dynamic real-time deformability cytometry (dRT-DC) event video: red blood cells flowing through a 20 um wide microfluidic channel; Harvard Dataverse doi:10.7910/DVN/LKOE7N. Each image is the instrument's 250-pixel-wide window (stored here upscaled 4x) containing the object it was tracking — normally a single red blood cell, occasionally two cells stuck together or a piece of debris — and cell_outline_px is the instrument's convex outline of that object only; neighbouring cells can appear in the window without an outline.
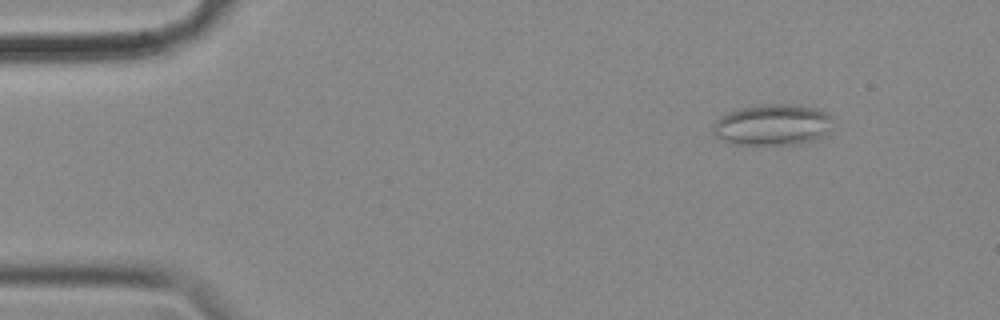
{"species": "common noctule bat (a hibernating species)", "species_latin": "Nyctalus noctula", "temperature_condition": "cold", "stored_images_in_passage": 57, "camera_frame_rate_fps": 3000, "um_per_image_px": 0.085, "animal": {"sex": "female", "body_mass_g": 18.4}, "frame": {"image": 1, "passage_image": 7, "time_ms": 2.0, "image_size_px": [1000, 320], "cell_outline_px": [[832, 128], [824, 136], [816, 140], [800, 144], [732, 144], [720, 140], [712, 132], [712, 124], [720, 116], [728, 112], [740, 108], [760, 104], [792, 104], [812, 108], [824, 112], [832, 116]], "centroid_in_image_um": [65.65, 10.62], "position_along_channel_um": 19.3, "area_um2": 29.07}}
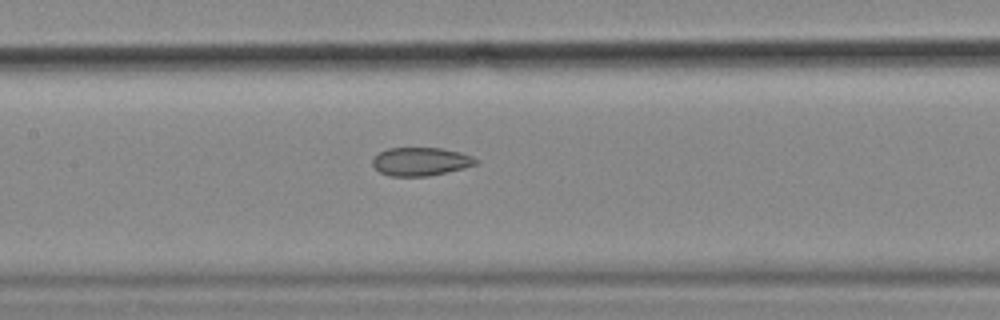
{"frame": {"image": 2, "passage_image": 27, "time_ms": 8.667, "image_size_px": [1000, 320], "cell_outline_px": [[480, 160], [476, 164], [464, 168], [428, 176], [392, 176], [380, 172], [372, 164], [372, 160], [380, 152], [388, 148], [440, 148], [460, 152], [472, 156]], "centroid_in_image_um": [35.78, 13.73], "position_along_channel_um": 171.6, "area_um2": 16.94}}
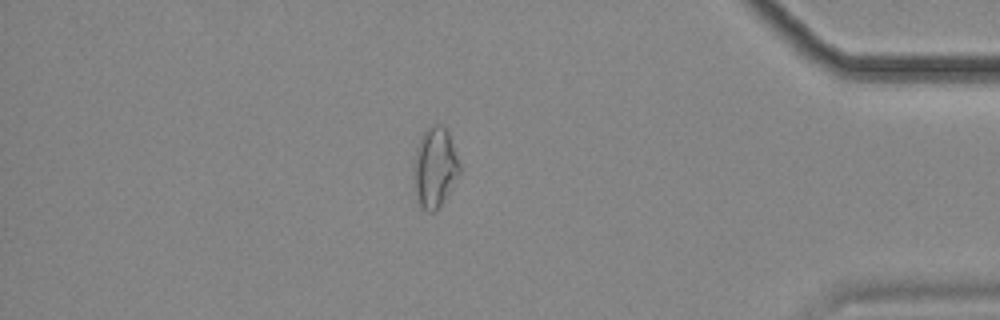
{"frame": {"image": 3, "passage_image": 49, "time_ms": 16.0, "image_size_px": [1000, 320], "cell_outline_px": [[460, 172], [436, 212], [428, 212], [420, 204], [416, 192], [412, 176], [412, 168], [416, 148], [424, 132], [432, 124], [440, 124], [448, 132], [460, 164]], "centroid_in_image_um": [36.94, 14.22], "position_along_channel_um": 398.3, "area_um2": 21.15}, "authors_computed_cell_mechanics": {"area_um2": 20.23, "velocity_mm_per_s": 3.5681, "shape_relaxation_time_tau1_ms": null, "shape_relaxation_time_tau2_ms": 2.766, "deformation_change_tau1": null, "deformation_change_tau2": 0.0975}}